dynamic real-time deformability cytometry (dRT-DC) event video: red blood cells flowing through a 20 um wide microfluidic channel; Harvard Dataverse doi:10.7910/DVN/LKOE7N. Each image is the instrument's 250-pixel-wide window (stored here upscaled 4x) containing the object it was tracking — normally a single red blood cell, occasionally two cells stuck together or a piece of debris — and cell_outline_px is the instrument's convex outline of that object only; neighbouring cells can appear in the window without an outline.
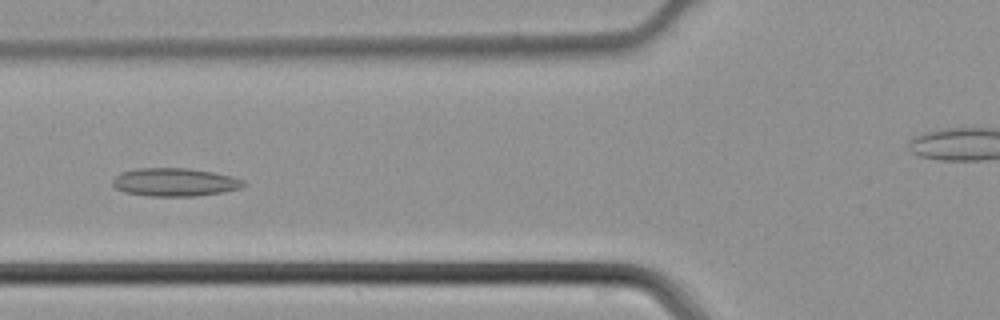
{"species": "common noctule bat (a hibernating species)", "species_latin": "Nyctalus noctula", "temperature_condition": "cold", "stored_images_in_passage": 44, "camera_frame_rate_fps": 3000, "um_per_image_px": 0.085, "animal": {"sex": "male", "body_mass_g": 21.5, "forearm_length_mm": 52.0}, "frame": {"image": 1, "passage_image": 15, "time_ms": 4.667, "image_size_px": [1000, 320], "cell_outline_px": [[248, 184], [240, 188], [220, 192], [196, 196], [148, 196], [124, 192], [116, 188], [112, 184], [112, 180], [120, 172], [136, 168], [188, 168], [212, 172], [232, 176], [244, 180]], "centroid_in_image_um": [14.84, 15.48], "position_along_channel_um": 111.0, "area_um2": 21.56}}
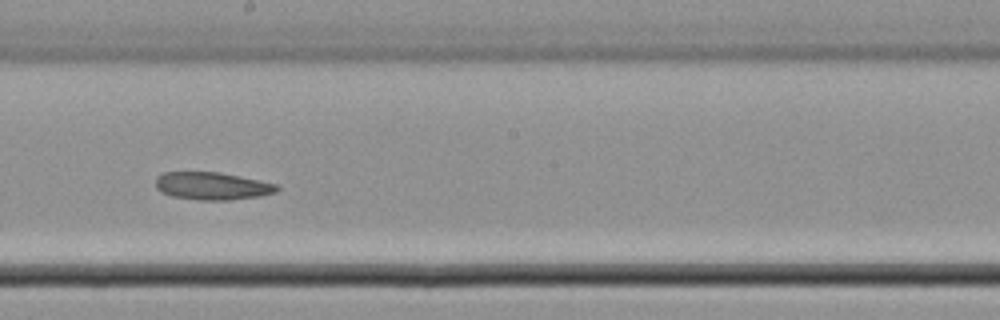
{"frame": {"image": 2, "passage_image": 23, "time_ms": 7.333, "image_size_px": [1000, 320], "cell_outline_px": [[280, 188], [276, 192], [260, 196], [228, 200], [200, 200], [172, 196], [160, 192], [156, 188], [156, 176], [164, 172], [220, 172], [276, 184]], "centroid_in_image_um": [18.0, 15.81], "position_along_channel_um": 230.2, "area_um2": 19.48}}
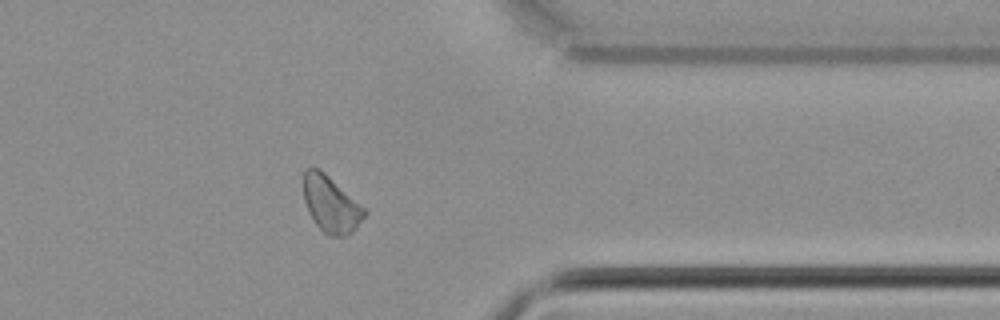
{"frame": {"image": 3, "passage_image": 34, "time_ms": 11.0, "image_size_px": [1000, 320], "cell_outline_px": [[368, 212], [356, 228], [352, 232], [344, 236], [332, 236], [324, 232], [316, 224], [304, 200], [304, 172], [308, 168], [320, 168], [368, 208]], "centroid_in_image_um": [28.19, 17.34], "position_along_channel_um": 383.2, "area_um2": 20.11}}